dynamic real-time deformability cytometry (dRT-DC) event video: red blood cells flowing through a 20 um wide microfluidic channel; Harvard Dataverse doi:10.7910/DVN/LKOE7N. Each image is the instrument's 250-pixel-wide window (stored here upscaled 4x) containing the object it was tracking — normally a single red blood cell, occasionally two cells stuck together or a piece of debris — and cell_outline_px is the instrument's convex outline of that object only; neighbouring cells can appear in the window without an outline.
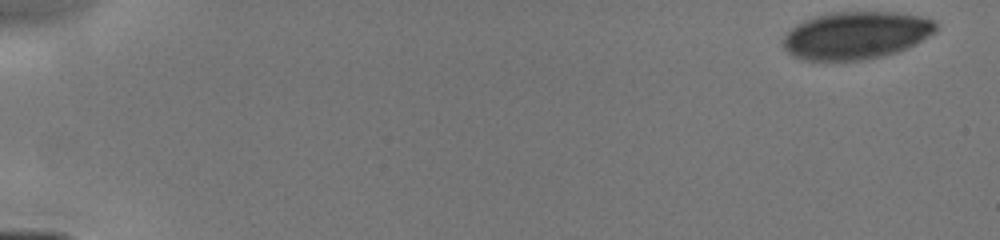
{"species": "human", "species_latin": "Homo sapiens", "temperature_condition": "cold", "stored_images_in_passage": 8, "camera_frame_rate_fps": 3000, "um_per_image_px": 0.085, "donor": {"sex": "male"}, "frame": {"image": 1, "passage_image": 1, "time_ms": 0.0, "image_size_px": [1000, 240], "cell_outline_px": [[936, 32], [916, 44], [908, 48], [884, 56], [864, 60], [800, 60], [792, 56], [784, 48], [784, 36], [796, 24], [804, 20], [816, 16], [832, 12], [896, 12], [920, 16], [932, 20], [936, 24]], "centroid_in_image_um": [72.77, 3.01], "position_along_channel_um": 12.2, "area_um2": 42.43}}
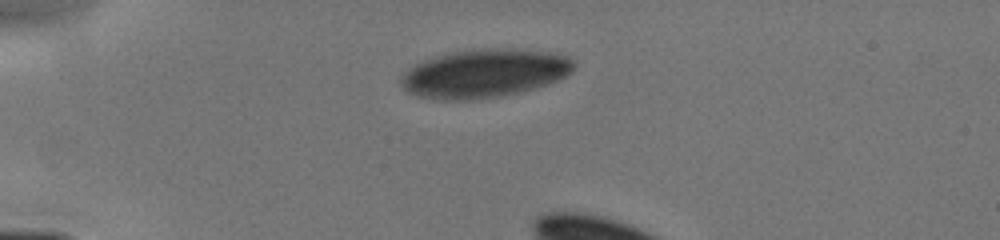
{"frame": {"image": 2, "passage_image": 4, "time_ms": 3.667, "image_size_px": [1000, 240], "cell_outline_px": [[576, 64], [572, 72], [548, 84], [520, 92], [500, 96], [472, 100], [432, 100], [416, 96], [408, 92], [404, 88], [400, 80], [400, 76], [408, 68], [424, 60], [448, 52], [488, 48], [496, 48], [552, 52], [568, 56]], "centroid_in_image_um": [41.14, 6.25], "position_along_channel_um": 43.9, "area_um2": 48.96}}
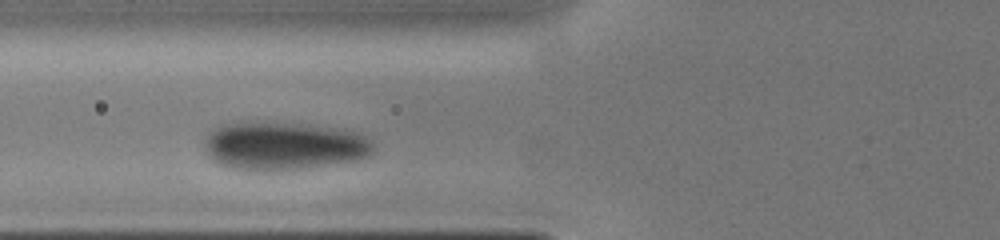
{"frame": {"image": 3, "passage_image": 7, "time_ms": 7.0, "image_size_px": [1000, 240], "cell_outline_px": [[376, 148], [372, 152], [364, 156], [352, 160], [308, 168], [232, 168], [220, 164], [204, 148], [204, 136], [212, 128], [220, 124], [236, 120], [272, 120], [344, 128], [356, 132], [372, 140]], "centroid_in_image_um": [24.09, 12.29], "position_along_channel_um": 101.7, "area_um2": 47.86}}